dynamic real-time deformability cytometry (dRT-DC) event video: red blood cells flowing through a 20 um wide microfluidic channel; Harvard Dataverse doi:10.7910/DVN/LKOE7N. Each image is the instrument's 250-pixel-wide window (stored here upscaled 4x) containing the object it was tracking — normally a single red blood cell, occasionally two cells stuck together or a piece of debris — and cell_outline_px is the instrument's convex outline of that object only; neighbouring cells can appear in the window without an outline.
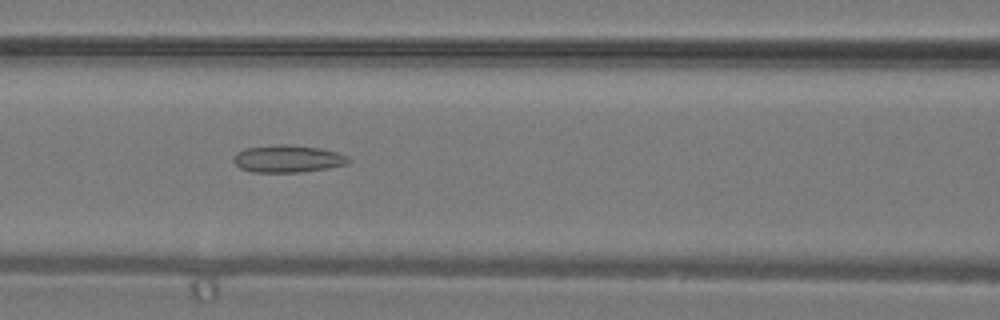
{"species": "common noctule bat (a hibernating species)", "species_latin": "Nyctalus noctula", "temperature_condition": "warm", "stored_images_in_passage": 32, "camera_frame_rate_fps": 3000, "um_per_image_px": 0.085, "animal": {"sex": "male", "body_mass_g": 19.2, "forearm_length_mm": 51.8}, "frame": {"image": 1, "passage_image": 11, "time_ms": 3.333, "image_size_px": [1000, 320], "cell_outline_px": [[352, 160], [348, 164], [328, 168], [300, 172], [252, 172], [240, 168], [232, 160], [232, 156], [236, 152], [244, 148], [280, 144], [284, 144], [320, 148], [336, 152], [348, 156]], "centroid_in_image_um": [24.45, 13.49], "position_along_channel_um": 142.2, "area_um2": 18.44}}
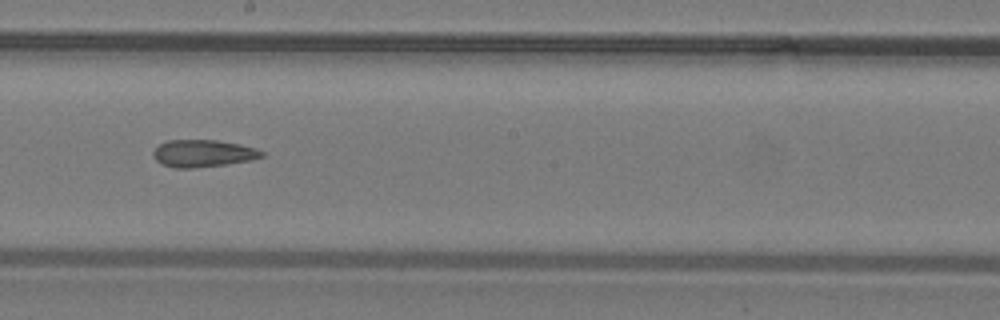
{"frame": {"image": 2, "passage_image": 16, "time_ms": 5.0, "image_size_px": [1000, 320], "cell_outline_px": [[264, 156], [252, 160], [228, 164], [192, 168], [172, 168], [156, 160], [152, 156], [152, 152], [160, 144], [168, 140], [216, 140], [240, 144], [256, 148], [264, 152]], "centroid_in_image_um": [17.27, 13.04], "position_along_channel_um": 230.9, "area_um2": 17.28}}
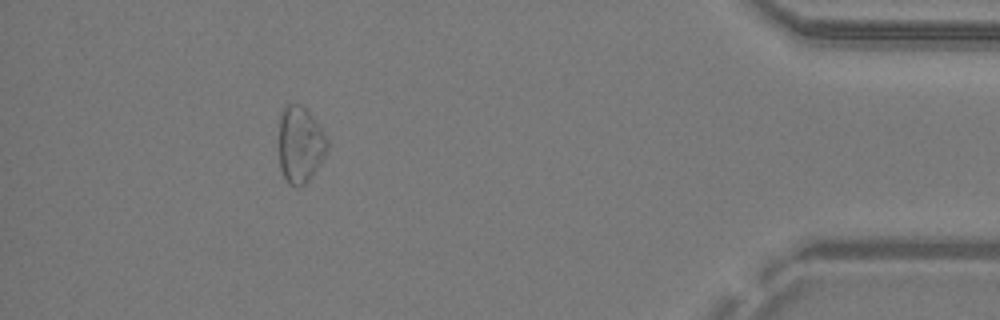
{"frame": {"image": 3, "passage_image": 29, "time_ms": 9.333, "image_size_px": [1000, 320], "cell_outline_px": [[328, 152], [308, 180], [304, 184], [296, 188], [288, 184], [280, 168], [280, 112], [284, 104], [300, 104], [312, 116], [328, 140]], "centroid_in_image_um": [25.51, 12.29], "position_along_channel_um": 409.7, "area_um2": 21.44}}